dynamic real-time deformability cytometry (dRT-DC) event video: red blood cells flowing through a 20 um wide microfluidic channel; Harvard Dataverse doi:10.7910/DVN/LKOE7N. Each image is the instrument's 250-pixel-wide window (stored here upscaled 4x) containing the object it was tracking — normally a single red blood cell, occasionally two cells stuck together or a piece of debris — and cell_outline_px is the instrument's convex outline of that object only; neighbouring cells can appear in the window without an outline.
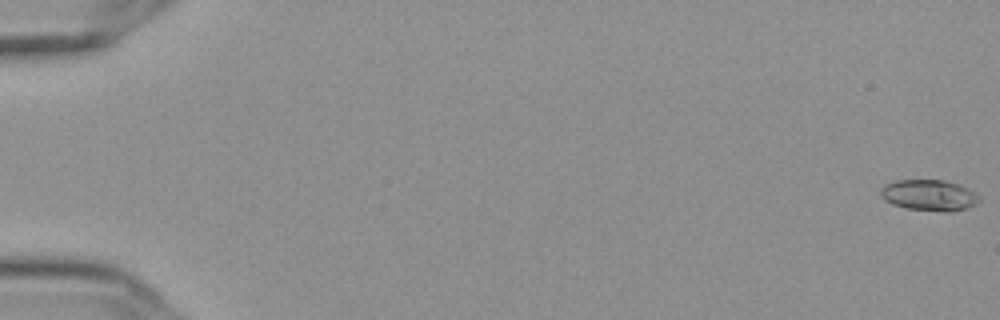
{"species": "Egyptian fruit bat (a non-hibernating species)", "species_latin": "Rousettus aegyptiacus", "temperature_condition": "cold", "stored_images_in_passage": 58, "camera_frame_rate_fps": 3000, "um_per_image_px": 0.085, "frame": {"image": 1, "passage_image": 1, "time_ms": 0.0, "image_size_px": [1000, 320], "cell_outline_px": [[980, 200], [976, 204], [968, 208], [952, 212], [944, 212], [904, 208], [892, 204], [884, 200], [880, 196], [880, 188], [884, 184], [896, 180], [944, 180], [968, 188], [980, 196]], "centroid_in_image_um": [78.96, 16.6], "position_along_channel_um": 6.0, "area_um2": 18.09}}
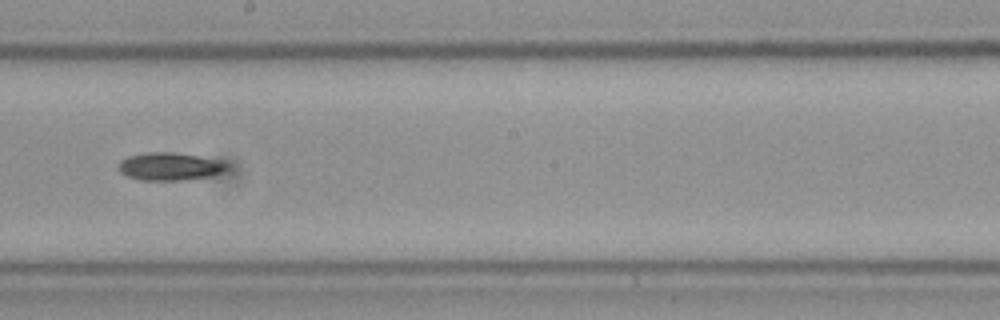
{"frame": {"image": 2, "passage_image": 34, "time_ms": 11.0, "image_size_px": [1000, 320], "cell_outline_px": [[232, 164], [228, 172], [212, 176], [184, 180], [140, 180], [128, 176], [120, 172], [120, 160], [128, 156], [144, 152], [172, 152], [224, 160]], "centroid_in_image_um": [14.57, 14.15], "position_along_channel_um": 233.6, "area_um2": 18.03}}
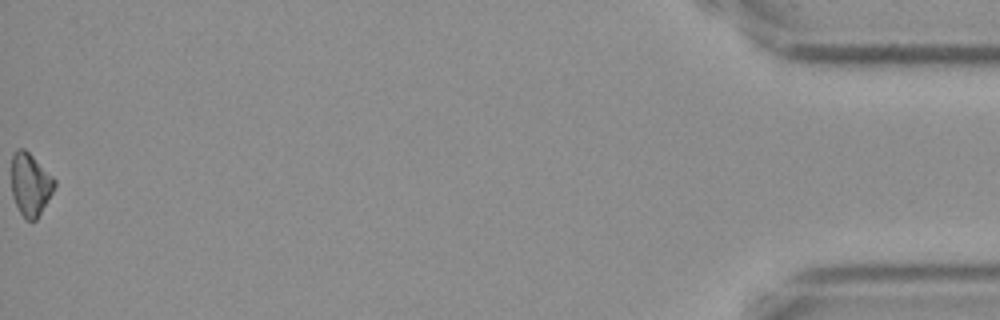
{"frame": {"image": 3, "passage_image": 58, "time_ms": 19.0, "image_size_px": [1000, 320], "cell_outline_px": [[56, 184], [52, 192], [36, 220], [24, 220], [12, 196], [12, 152], [16, 148], [24, 148], [56, 180]], "centroid_in_image_um": [2.56, 15.67], "position_along_channel_um": 432.6, "area_um2": 15.55}, "authors_computed_cell_mechanics": {"area_um2": 16.9932, "velocity_mm_per_s": 3.6484, "shape_relaxation_time_tau1_ms": 6.7015, "shape_relaxation_time_tau2_ms": null, "deformation_change_tau1": 0.124, "deformation_change_tau2": null}}